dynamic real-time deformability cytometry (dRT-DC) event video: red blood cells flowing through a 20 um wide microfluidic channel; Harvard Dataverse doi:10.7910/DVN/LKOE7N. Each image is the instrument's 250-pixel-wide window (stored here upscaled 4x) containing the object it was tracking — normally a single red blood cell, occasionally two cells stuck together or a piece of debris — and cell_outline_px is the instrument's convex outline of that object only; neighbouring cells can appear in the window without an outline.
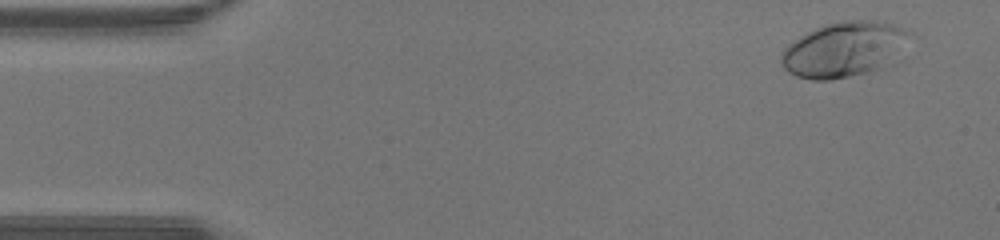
{"species": "human", "species_latin": "Homo sapiens", "temperature_condition": "warm", "stored_images_in_passage": 46, "camera_frame_rate_fps": 3000, "um_per_image_px": 0.085, "donor": {"sex": "male"}, "frame": {"image": 1, "passage_image": 3, "time_ms": 0.667, "image_size_px": [1000, 240], "cell_outline_px": [[908, 32], [884, 64], [880, 68], [848, 76], [828, 80], [812, 80], [796, 76], [788, 72], [784, 68], [780, 60], [780, 52], [788, 44], [800, 36], [816, 28], [828, 24], [844, 20], [884, 20], [908, 28]], "centroid_in_image_um": [71.59, 4.17], "position_along_channel_um": 13.4, "area_um2": 39.88}}
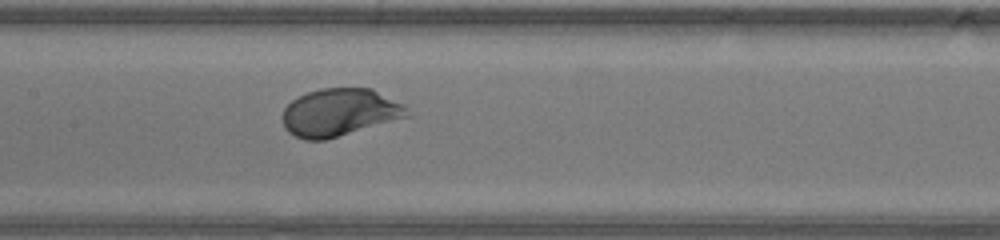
{"frame": {"image": 2, "passage_image": 22, "time_ms": 7.0, "image_size_px": [1000, 240], "cell_outline_px": [[412, 116], [324, 140], [304, 140], [288, 132], [284, 128], [280, 116], [284, 108], [292, 100], [308, 92], [320, 88], [372, 88], [404, 104], [408, 108]], "centroid_in_image_um": [28.87, 9.55], "position_along_channel_um": 178.5, "area_um2": 34.91}}
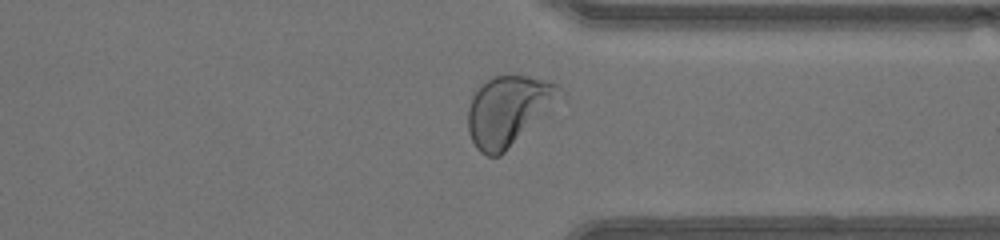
{"frame": {"image": 3, "passage_image": 35, "time_ms": 11.333, "image_size_px": [1000, 240], "cell_outline_px": [[568, 104], [500, 156], [488, 156], [480, 152], [476, 148], [468, 132], [468, 108], [472, 96], [492, 76], [528, 76], [548, 80], [556, 84], [564, 92], [568, 100]], "centroid_in_image_um": [43.44, 9.44], "position_along_channel_um": 368.0, "area_um2": 39.71}, "authors_computed_cell_mechanics": {"area_um2": 35.4892, "velocity_mm_per_s": 4.4295, "shape_relaxation_time_tau1_ms": 1.9057, "shape_relaxation_time_tau2_ms": null, "deformation_change_tau1": 0.1864, "deformation_change_tau2": null}}